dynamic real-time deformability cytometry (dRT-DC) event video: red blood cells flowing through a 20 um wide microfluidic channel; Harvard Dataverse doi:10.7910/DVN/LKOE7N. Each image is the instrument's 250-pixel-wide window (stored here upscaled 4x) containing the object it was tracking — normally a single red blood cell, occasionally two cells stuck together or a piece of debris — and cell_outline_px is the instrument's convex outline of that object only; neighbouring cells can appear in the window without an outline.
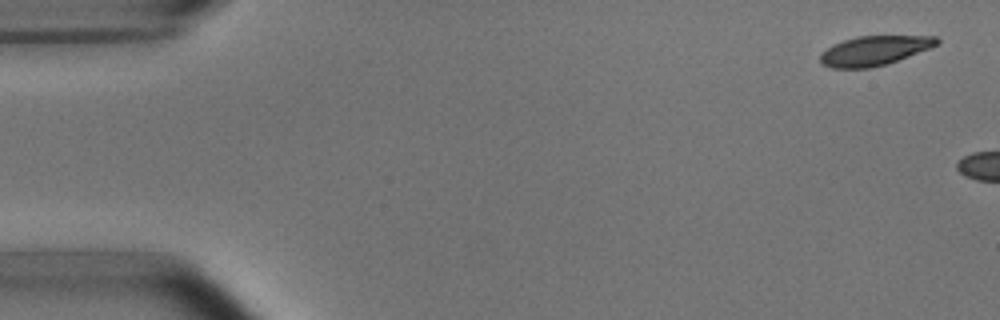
{"species": "common noctule bat (a hibernating species)", "species_latin": "Nyctalus noctula", "temperature_condition": "room temperature", "stored_images_in_passage": 2, "camera_frame_rate_fps": 3000, "um_per_image_px": 0.085, "animal": {"sex": "male", "body_mass_g": 15.6}, "frame": {"image": 1, "passage_image": 1, "time_ms": 0.0, "image_size_px": [1000, 320], "cell_outline_px": [[940, 44], [888, 64], [872, 68], [832, 68], [824, 64], [820, 60], [820, 52], [832, 44], [856, 36], [936, 36], [940, 40]], "centroid_in_image_um": [74.32, 4.3], "position_along_channel_um": 10.7, "area_um2": 20.17}}